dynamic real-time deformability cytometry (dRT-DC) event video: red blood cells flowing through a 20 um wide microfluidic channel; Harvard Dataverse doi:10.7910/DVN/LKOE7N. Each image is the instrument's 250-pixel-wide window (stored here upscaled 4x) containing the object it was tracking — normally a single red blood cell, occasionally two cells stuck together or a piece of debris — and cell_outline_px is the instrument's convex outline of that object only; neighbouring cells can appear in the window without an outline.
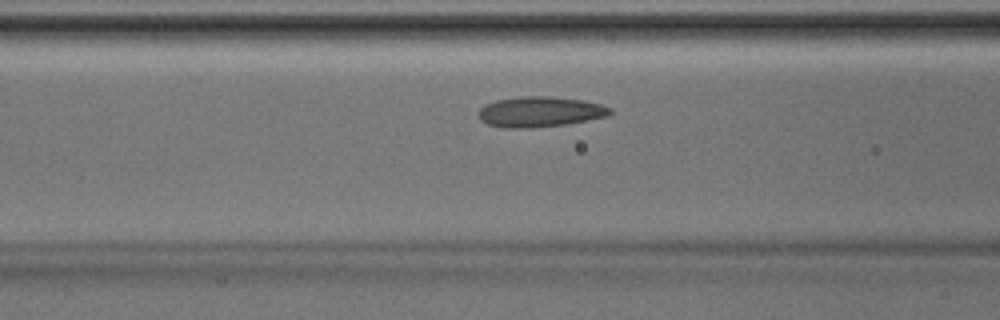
{"species": "Egyptian fruit bat (a non-hibernating species)", "species_latin": "Rousettus aegyptiacus", "temperature_condition": "room temperature", "stored_images_in_passage": 34, "segment_of_instrument_passage": [1, 2], "camera_frame_rate_fps": 3000, "um_per_image_px": 0.085, "animal": {"sex": "male"}, "frame": {"image": 1, "passage_image": 5, "time_ms": 1.333, "image_size_px": [1000, 320], "cell_outline_px": [[612, 112], [608, 116], [564, 124], [528, 128], [504, 128], [488, 124], [480, 120], [476, 112], [484, 104], [496, 100], [524, 96], [548, 96], [580, 100], [600, 104], [612, 108]], "centroid_in_image_um": [45.84, 9.5], "position_along_channel_um": 120.8, "area_um2": 23.24}}
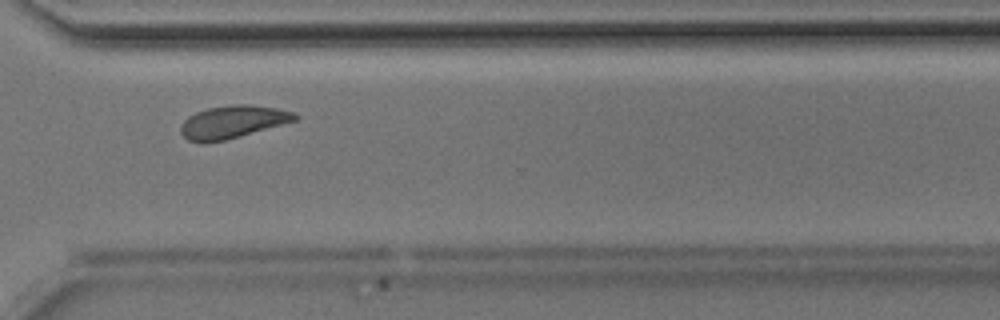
{"frame": {"image": 2, "passage_image": 21, "time_ms": 6.667, "image_size_px": [1000, 320], "cell_outline_px": [[300, 116], [296, 120], [224, 140], [188, 140], [180, 132], [180, 128], [184, 120], [188, 116], [196, 112], [208, 108], [232, 104], [248, 104], [276, 108], [296, 112]], "centroid_in_image_um": [19.81, 10.32], "position_along_channel_um": 350.8, "area_um2": 21.15}}
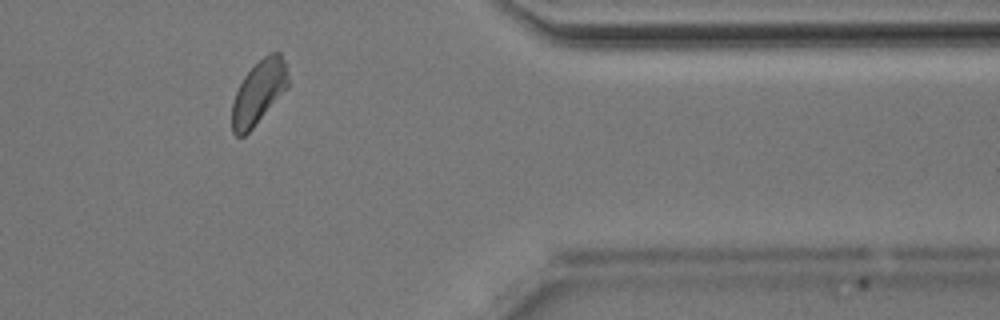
{"frame": {"image": 3, "passage_image": 25, "time_ms": 8.0, "image_size_px": [1000, 320], "cell_outline_px": [[288, 88], [252, 128], [244, 136], [236, 136], [232, 132], [232, 104], [236, 92], [244, 76], [268, 52], [280, 52], [284, 60], [288, 76]], "centroid_in_image_um": [21.99, 7.85], "position_along_channel_um": 389.4, "area_um2": 20.58}}